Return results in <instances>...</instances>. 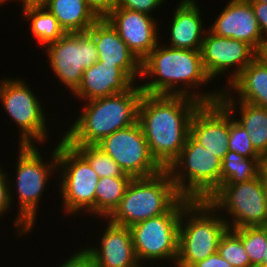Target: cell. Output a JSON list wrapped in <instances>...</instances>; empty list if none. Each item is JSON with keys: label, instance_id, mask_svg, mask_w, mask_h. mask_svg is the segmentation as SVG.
I'll use <instances>...</instances> for the list:
<instances>
[{"label": "cell", "instance_id": "obj_22", "mask_svg": "<svg viewBox=\"0 0 267 267\" xmlns=\"http://www.w3.org/2000/svg\"><path fill=\"white\" fill-rule=\"evenodd\" d=\"M228 86L227 90L222 88L219 100H237L267 108V65L258 56Z\"/></svg>", "mask_w": 267, "mask_h": 267}, {"label": "cell", "instance_id": "obj_33", "mask_svg": "<svg viewBox=\"0 0 267 267\" xmlns=\"http://www.w3.org/2000/svg\"><path fill=\"white\" fill-rule=\"evenodd\" d=\"M60 267H96L94 259L86 248L78 249Z\"/></svg>", "mask_w": 267, "mask_h": 267}, {"label": "cell", "instance_id": "obj_1", "mask_svg": "<svg viewBox=\"0 0 267 267\" xmlns=\"http://www.w3.org/2000/svg\"><path fill=\"white\" fill-rule=\"evenodd\" d=\"M159 44L141 62V77L144 78L142 80L145 81V78L149 77L147 79L150 81H145L142 85L139 83L143 93L184 95L202 104L219 102L222 89L212 92L209 90L210 93L197 91L199 87L212 81L204 69L201 50L172 48L166 45L163 47Z\"/></svg>", "mask_w": 267, "mask_h": 267}, {"label": "cell", "instance_id": "obj_9", "mask_svg": "<svg viewBox=\"0 0 267 267\" xmlns=\"http://www.w3.org/2000/svg\"><path fill=\"white\" fill-rule=\"evenodd\" d=\"M57 143L61 202L68 216L86 211L95 215V193L100 177L89 163L66 141ZM61 172V173H60Z\"/></svg>", "mask_w": 267, "mask_h": 267}, {"label": "cell", "instance_id": "obj_24", "mask_svg": "<svg viewBox=\"0 0 267 267\" xmlns=\"http://www.w3.org/2000/svg\"><path fill=\"white\" fill-rule=\"evenodd\" d=\"M43 6L66 33L88 31L99 19L85 0H48Z\"/></svg>", "mask_w": 267, "mask_h": 267}, {"label": "cell", "instance_id": "obj_19", "mask_svg": "<svg viewBox=\"0 0 267 267\" xmlns=\"http://www.w3.org/2000/svg\"><path fill=\"white\" fill-rule=\"evenodd\" d=\"M101 233L99 247H85L94 259L96 267H132L136 258L129 227L116 225L108 219Z\"/></svg>", "mask_w": 267, "mask_h": 267}, {"label": "cell", "instance_id": "obj_6", "mask_svg": "<svg viewBox=\"0 0 267 267\" xmlns=\"http://www.w3.org/2000/svg\"><path fill=\"white\" fill-rule=\"evenodd\" d=\"M181 198L170 173L163 169L151 177L132 178L119 205L106 219L130 227L168 212Z\"/></svg>", "mask_w": 267, "mask_h": 267}, {"label": "cell", "instance_id": "obj_38", "mask_svg": "<svg viewBox=\"0 0 267 267\" xmlns=\"http://www.w3.org/2000/svg\"><path fill=\"white\" fill-rule=\"evenodd\" d=\"M259 176L262 179L263 184L267 187V154L261 156L259 160Z\"/></svg>", "mask_w": 267, "mask_h": 267}, {"label": "cell", "instance_id": "obj_30", "mask_svg": "<svg viewBox=\"0 0 267 267\" xmlns=\"http://www.w3.org/2000/svg\"><path fill=\"white\" fill-rule=\"evenodd\" d=\"M217 252L233 267H253L241 236L234 229L228 228L222 235Z\"/></svg>", "mask_w": 267, "mask_h": 267}, {"label": "cell", "instance_id": "obj_18", "mask_svg": "<svg viewBox=\"0 0 267 267\" xmlns=\"http://www.w3.org/2000/svg\"><path fill=\"white\" fill-rule=\"evenodd\" d=\"M88 32L94 39L99 55L98 61L115 65L133 83L141 77V62L105 18H99Z\"/></svg>", "mask_w": 267, "mask_h": 267}, {"label": "cell", "instance_id": "obj_15", "mask_svg": "<svg viewBox=\"0 0 267 267\" xmlns=\"http://www.w3.org/2000/svg\"><path fill=\"white\" fill-rule=\"evenodd\" d=\"M105 19L140 62L160 43L158 21L148 14L114 8Z\"/></svg>", "mask_w": 267, "mask_h": 267}, {"label": "cell", "instance_id": "obj_7", "mask_svg": "<svg viewBox=\"0 0 267 267\" xmlns=\"http://www.w3.org/2000/svg\"><path fill=\"white\" fill-rule=\"evenodd\" d=\"M222 160L187 136L179 156L166 169L179 194L206 201L221 186Z\"/></svg>", "mask_w": 267, "mask_h": 267}, {"label": "cell", "instance_id": "obj_40", "mask_svg": "<svg viewBox=\"0 0 267 267\" xmlns=\"http://www.w3.org/2000/svg\"><path fill=\"white\" fill-rule=\"evenodd\" d=\"M22 1L21 6H27V5H44L48 0H17Z\"/></svg>", "mask_w": 267, "mask_h": 267}, {"label": "cell", "instance_id": "obj_12", "mask_svg": "<svg viewBox=\"0 0 267 267\" xmlns=\"http://www.w3.org/2000/svg\"><path fill=\"white\" fill-rule=\"evenodd\" d=\"M44 48L53 74L71 93L79 87L84 70L99 59L94 39L88 31L65 33Z\"/></svg>", "mask_w": 267, "mask_h": 267}, {"label": "cell", "instance_id": "obj_3", "mask_svg": "<svg viewBox=\"0 0 267 267\" xmlns=\"http://www.w3.org/2000/svg\"><path fill=\"white\" fill-rule=\"evenodd\" d=\"M142 95L140 86L134 84L126 92L85 101L82 113L61 138L70 146L96 145L115 131L137 122Z\"/></svg>", "mask_w": 267, "mask_h": 267}, {"label": "cell", "instance_id": "obj_44", "mask_svg": "<svg viewBox=\"0 0 267 267\" xmlns=\"http://www.w3.org/2000/svg\"><path fill=\"white\" fill-rule=\"evenodd\" d=\"M248 1H261V2L267 3V0H248Z\"/></svg>", "mask_w": 267, "mask_h": 267}, {"label": "cell", "instance_id": "obj_16", "mask_svg": "<svg viewBox=\"0 0 267 267\" xmlns=\"http://www.w3.org/2000/svg\"><path fill=\"white\" fill-rule=\"evenodd\" d=\"M230 112L220 103L201 104L193 113L189 135L223 160L228 152Z\"/></svg>", "mask_w": 267, "mask_h": 267}, {"label": "cell", "instance_id": "obj_4", "mask_svg": "<svg viewBox=\"0 0 267 267\" xmlns=\"http://www.w3.org/2000/svg\"><path fill=\"white\" fill-rule=\"evenodd\" d=\"M53 149L49 156L51 157L50 162H47L43 161L42 153L38 151L39 149L35 144L19 145L15 184L9 179L11 203L13 202L11 187L16 188L18 196L15 197H18L19 201L18 215L13 224L18 230V235H25L35 227L38 204L41 202L47 182L53 173L58 171L57 145Z\"/></svg>", "mask_w": 267, "mask_h": 267}, {"label": "cell", "instance_id": "obj_45", "mask_svg": "<svg viewBox=\"0 0 267 267\" xmlns=\"http://www.w3.org/2000/svg\"><path fill=\"white\" fill-rule=\"evenodd\" d=\"M266 208H267V187H266Z\"/></svg>", "mask_w": 267, "mask_h": 267}, {"label": "cell", "instance_id": "obj_13", "mask_svg": "<svg viewBox=\"0 0 267 267\" xmlns=\"http://www.w3.org/2000/svg\"><path fill=\"white\" fill-rule=\"evenodd\" d=\"M96 146L132 178L151 177L163 170L152 157L138 121L103 138Z\"/></svg>", "mask_w": 267, "mask_h": 267}, {"label": "cell", "instance_id": "obj_39", "mask_svg": "<svg viewBox=\"0 0 267 267\" xmlns=\"http://www.w3.org/2000/svg\"><path fill=\"white\" fill-rule=\"evenodd\" d=\"M267 65V42H264L257 55Z\"/></svg>", "mask_w": 267, "mask_h": 267}, {"label": "cell", "instance_id": "obj_10", "mask_svg": "<svg viewBox=\"0 0 267 267\" xmlns=\"http://www.w3.org/2000/svg\"><path fill=\"white\" fill-rule=\"evenodd\" d=\"M206 201L231 216L232 221L224 218L229 229L267 226L266 186L259 175L246 182L222 184Z\"/></svg>", "mask_w": 267, "mask_h": 267}, {"label": "cell", "instance_id": "obj_2", "mask_svg": "<svg viewBox=\"0 0 267 267\" xmlns=\"http://www.w3.org/2000/svg\"><path fill=\"white\" fill-rule=\"evenodd\" d=\"M201 104L184 95L143 93L137 121L152 157L163 169L179 156L189 135L191 117Z\"/></svg>", "mask_w": 267, "mask_h": 267}, {"label": "cell", "instance_id": "obj_25", "mask_svg": "<svg viewBox=\"0 0 267 267\" xmlns=\"http://www.w3.org/2000/svg\"><path fill=\"white\" fill-rule=\"evenodd\" d=\"M22 8L24 20L31 21V32L38 45L45 47L66 33L58 20L43 5H27Z\"/></svg>", "mask_w": 267, "mask_h": 267}, {"label": "cell", "instance_id": "obj_42", "mask_svg": "<svg viewBox=\"0 0 267 267\" xmlns=\"http://www.w3.org/2000/svg\"><path fill=\"white\" fill-rule=\"evenodd\" d=\"M142 264H143L142 262H138L135 265H133L132 267H145Z\"/></svg>", "mask_w": 267, "mask_h": 267}, {"label": "cell", "instance_id": "obj_31", "mask_svg": "<svg viewBox=\"0 0 267 267\" xmlns=\"http://www.w3.org/2000/svg\"><path fill=\"white\" fill-rule=\"evenodd\" d=\"M230 113V132L228 151L238 153L249 159H261V156L254 150L249 134L239 125Z\"/></svg>", "mask_w": 267, "mask_h": 267}, {"label": "cell", "instance_id": "obj_37", "mask_svg": "<svg viewBox=\"0 0 267 267\" xmlns=\"http://www.w3.org/2000/svg\"><path fill=\"white\" fill-rule=\"evenodd\" d=\"M192 267H233L221 255L216 252L206 259L195 263Z\"/></svg>", "mask_w": 267, "mask_h": 267}, {"label": "cell", "instance_id": "obj_14", "mask_svg": "<svg viewBox=\"0 0 267 267\" xmlns=\"http://www.w3.org/2000/svg\"><path fill=\"white\" fill-rule=\"evenodd\" d=\"M206 30L201 48L204 69L212 81L222 74L225 75L226 71L234 69L227 77L230 84L257 57L258 52L248 43L221 37L209 29Z\"/></svg>", "mask_w": 267, "mask_h": 267}, {"label": "cell", "instance_id": "obj_5", "mask_svg": "<svg viewBox=\"0 0 267 267\" xmlns=\"http://www.w3.org/2000/svg\"><path fill=\"white\" fill-rule=\"evenodd\" d=\"M224 217L207 201L192 200L182 210L175 267H192L218 251L219 241L228 229Z\"/></svg>", "mask_w": 267, "mask_h": 267}, {"label": "cell", "instance_id": "obj_8", "mask_svg": "<svg viewBox=\"0 0 267 267\" xmlns=\"http://www.w3.org/2000/svg\"><path fill=\"white\" fill-rule=\"evenodd\" d=\"M191 201L182 197L168 212L129 227L138 262L171 260L175 266L178 257L179 221L182 210Z\"/></svg>", "mask_w": 267, "mask_h": 267}, {"label": "cell", "instance_id": "obj_29", "mask_svg": "<svg viewBox=\"0 0 267 267\" xmlns=\"http://www.w3.org/2000/svg\"><path fill=\"white\" fill-rule=\"evenodd\" d=\"M234 230L241 236L250 264L259 267L267 249V226H248Z\"/></svg>", "mask_w": 267, "mask_h": 267}, {"label": "cell", "instance_id": "obj_41", "mask_svg": "<svg viewBox=\"0 0 267 267\" xmlns=\"http://www.w3.org/2000/svg\"><path fill=\"white\" fill-rule=\"evenodd\" d=\"M259 267H267V249L265 252V259L263 260L262 264Z\"/></svg>", "mask_w": 267, "mask_h": 267}, {"label": "cell", "instance_id": "obj_32", "mask_svg": "<svg viewBox=\"0 0 267 267\" xmlns=\"http://www.w3.org/2000/svg\"><path fill=\"white\" fill-rule=\"evenodd\" d=\"M166 0H116L114 8H124L152 15V11L160 8Z\"/></svg>", "mask_w": 267, "mask_h": 267}, {"label": "cell", "instance_id": "obj_36", "mask_svg": "<svg viewBox=\"0 0 267 267\" xmlns=\"http://www.w3.org/2000/svg\"><path fill=\"white\" fill-rule=\"evenodd\" d=\"M87 5L99 17L105 18L115 7L116 0H85Z\"/></svg>", "mask_w": 267, "mask_h": 267}, {"label": "cell", "instance_id": "obj_21", "mask_svg": "<svg viewBox=\"0 0 267 267\" xmlns=\"http://www.w3.org/2000/svg\"><path fill=\"white\" fill-rule=\"evenodd\" d=\"M197 0H180L170 20L169 33L172 48L201 50L206 34Z\"/></svg>", "mask_w": 267, "mask_h": 267}, {"label": "cell", "instance_id": "obj_20", "mask_svg": "<svg viewBox=\"0 0 267 267\" xmlns=\"http://www.w3.org/2000/svg\"><path fill=\"white\" fill-rule=\"evenodd\" d=\"M134 84L115 65L97 61L84 70L80 85L72 94L79 100L90 101L126 92Z\"/></svg>", "mask_w": 267, "mask_h": 267}, {"label": "cell", "instance_id": "obj_43", "mask_svg": "<svg viewBox=\"0 0 267 267\" xmlns=\"http://www.w3.org/2000/svg\"><path fill=\"white\" fill-rule=\"evenodd\" d=\"M7 1H10V0H0V6H2L1 4H4V3H6Z\"/></svg>", "mask_w": 267, "mask_h": 267}, {"label": "cell", "instance_id": "obj_11", "mask_svg": "<svg viewBox=\"0 0 267 267\" xmlns=\"http://www.w3.org/2000/svg\"><path fill=\"white\" fill-rule=\"evenodd\" d=\"M22 79L0 80V103L12 121L20 127L18 145H34L47 141L48 126L40 99Z\"/></svg>", "mask_w": 267, "mask_h": 267}, {"label": "cell", "instance_id": "obj_26", "mask_svg": "<svg viewBox=\"0 0 267 267\" xmlns=\"http://www.w3.org/2000/svg\"><path fill=\"white\" fill-rule=\"evenodd\" d=\"M132 177L100 178L95 193V217L107 218L119 205Z\"/></svg>", "mask_w": 267, "mask_h": 267}, {"label": "cell", "instance_id": "obj_17", "mask_svg": "<svg viewBox=\"0 0 267 267\" xmlns=\"http://www.w3.org/2000/svg\"><path fill=\"white\" fill-rule=\"evenodd\" d=\"M209 30L251 45L257 52L264 43L258 20L248 0H229Z\"/></svg>", "mask_w": 267, "mask_h": 267}, {"label": "cell", "instance_id": "obj_28", "mask_svg": "<svg viewBox=\"0 0 267 267\" xmlns=\"http://www.w3.org/2000/svg\"><path fill=\"white\" fill-rule=\"evenodd\" d=\"M92 167L100 178L131 177L96 145L72 146Z\"/></svg>", "mask_w": 267, "mask_h": 267}, {"label": "cell", "instance_id": "obj_27", "mask_svg": "<svg viewBox=\"0 0 267 267\" xmlns=\"http://www.w3.org/2000/svg\"><path fill=\"white\" fill-rule=\"evenodd\" d=\"M259 160L228 151L222 160L221 185L246 182L259 175Z\"/></svg>", "mask_w": 267, "mask_h": 267}, {"label": "cell", "instance_id": "obj_34", "mask_svg": "<svg viewBox=\"0 0 267 267\" xmlns=\"http://www.w3.org/2000/svg\"><path fill=\"white\" fill-rule=\"evenodd\" d=\"M4 168L0 167V218L3 217L5 212L12 207L10 199V185L9 176L4 172Z\"/></svg>", "mask_w": 267, "mask_h": 267}, {"label": "cell", "instance_id": "obj_35", "mask_svg": "<svg viewBox=\"0 0 267 267\" xmlns=\"http://www.w3.org/2000/svg\"><path fill=\"white\" fill-rule=\"evenodd\" d=\"M256 19L258 20L259 28L262 33L264 42H267V3L261 1H249Z\"/></svg>", "mask_w": 267, "mask_h": 267}, {"label": "cell", "instance_id": "obj_23", "mask_svg": "<svg viewBox=\"0 0 267 267\" xmlns=\"http://www.w3.org/2000/svg\"><path fill=\"white\" fill-rule=\"evenodd\" d=\"M234 115L239 110V119L234 118L249 134L254 150L260 155L267 154V108L237 100H219ZM239 105V106H238Z\"/></svg>", "mask_w": 267, "mask_h": 267}]
</instances>
